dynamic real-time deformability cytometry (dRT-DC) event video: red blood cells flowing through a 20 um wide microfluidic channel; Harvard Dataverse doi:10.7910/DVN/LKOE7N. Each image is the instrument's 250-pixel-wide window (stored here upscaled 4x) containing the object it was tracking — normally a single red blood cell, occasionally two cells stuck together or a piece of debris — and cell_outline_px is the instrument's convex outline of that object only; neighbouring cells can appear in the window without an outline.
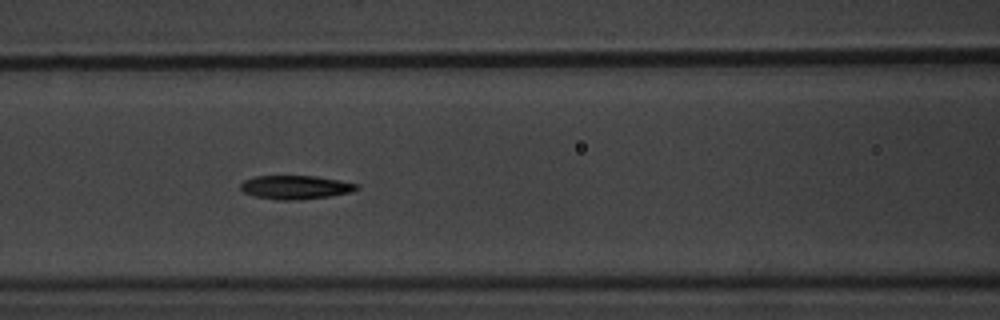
{"species": "common noctule bat (a hibernating species)", "species_latin": "Nyctalus noctula", "temperature_condition": "warm", "stored_images_in_passage": 9, "camera_frame_rate_fps": 3000, "um_per_image_px": 0.085, "animal": {"sex": "male", "body_mass_g": 20.1, "forearm_length_mm": 53.5}, "frame": {"image": 1, "passage_image": 6, "time_ms": 6.333, "image_size_px": [1000, 320], "cell_outline_px": [[360, 188], [352, 192], [328, 196], [296, 200], [276, 200], [256, 196], [244, 192], [240, 188], [240, 184], [244, 180], [256, 176], [316, 176], [340, 180], [360, 184]], "centroid_in_image_um": [25.15, 15.91], "position_along_channel_um": 141.4, "area_um2": 16.07}}
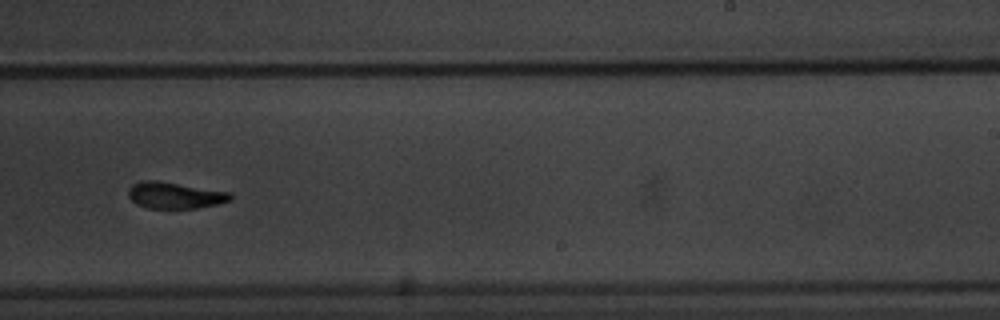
{"frame": {"image": 2, "passage_image": 9, "time_ms": 10.0, "image_size_px": [1000, 320], "cell_outline_px": [[232, 200], [216, 204], [196, 208], [148, 208], [136, 204], [128, 196], [128, 188], [132, 184], [140, 180], [156, 180], [232, 192]], "centroid_in_image_um": [14.85, 16.59], "position_along_channel_um": 274.2, "area_um2": 15.84}}